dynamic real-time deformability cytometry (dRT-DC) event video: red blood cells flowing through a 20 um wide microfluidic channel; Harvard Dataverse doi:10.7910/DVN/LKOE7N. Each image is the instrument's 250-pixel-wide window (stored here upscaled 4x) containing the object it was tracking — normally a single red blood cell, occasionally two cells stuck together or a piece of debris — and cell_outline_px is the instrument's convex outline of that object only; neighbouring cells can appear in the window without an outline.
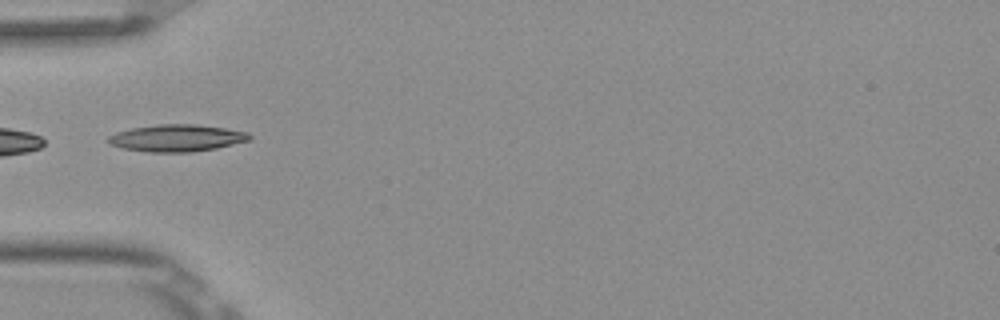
{"species": "Egyptian fruit bat (a non-hibernating species)", "species_latin": "Rousettus aegyptiacus", "temperature_condition": "room temperature", "stored_images_in_passage": 6, "camera_frame_rate_fps": 3000, "um_per_image_px": 0.085, "frame": {"image": 1, "passage_image": 5, "time_ms": 1.333, "image_size_px": [1000, 320], "cell_outline_px": [[252, 140], [216, 148], [192, 152], [148, 152], [124, 148], [108, 144], [104, 140], [108, 136], [116, 132], [132, 128], [156, 124], [196, 124], [224, 128], [248, 132], [252, 136]], "centroid_in_image_um": [15.01, 11.73], "position_along_channel_um": 70.0, "area_um2": 22.43}}
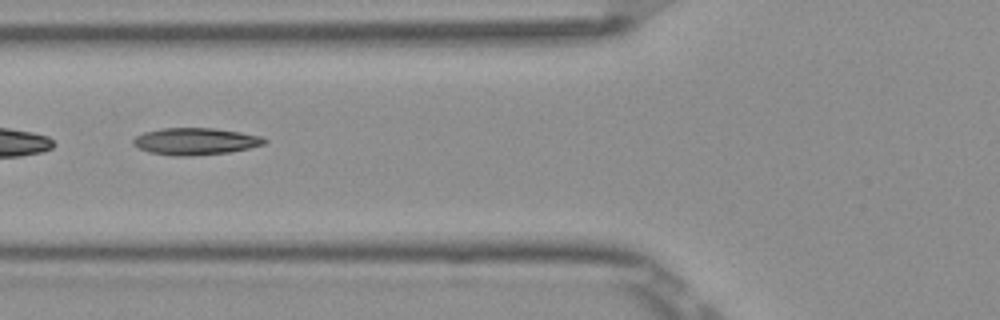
{"frame": {"image": 2, "passage_image": 6, "time_ms": 1.667, "image_size_px": [1000, 320], "cell_outline_px": [[268, 140], [264, 144], [248, 148], [228, 152], [192, 156], [172, 156], [148, 152], [132, 144], [132, 140], [136, 136], [144, 132], [160, 128], [212, 128], [240, 132], [260, 136]], "centroid_in_image_um": [16.57, 12.01], "position_along_channel_um": 109.2, "area_um2": 20.58}}